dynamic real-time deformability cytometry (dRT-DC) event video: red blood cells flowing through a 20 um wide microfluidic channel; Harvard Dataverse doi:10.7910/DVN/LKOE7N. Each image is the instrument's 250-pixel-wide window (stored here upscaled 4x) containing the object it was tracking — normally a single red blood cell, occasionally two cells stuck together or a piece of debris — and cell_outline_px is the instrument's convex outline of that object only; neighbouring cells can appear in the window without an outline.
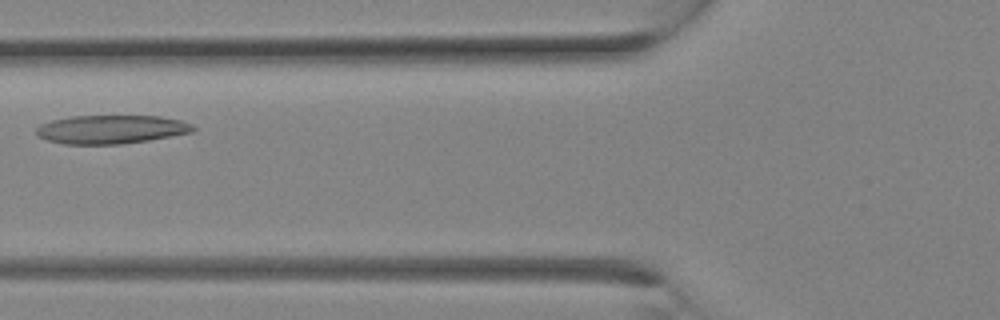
{"species": "Egyptian fruit bat (a non-hibernating species)", "species_latin": "Rousettus aegyptiacus", "temperature_condition": "room temperature", "stored_images_in_passage": 8, "camera_frame_rate_fps": 3000, "um_per_image_px": 0.085, "animal": {"sex": "female"}, "frame": {"image": 1, "passage_image": 7, "time_ms": 2.0, "image_size_px": [1000, 320], "cell_outline_px": [[196, 128], [192, 132], [148, 140], [120, 144], [64, 144], [48, 140], [36, 136], [36, 128], [40, 124], [52, 120], [72, 116], [160, 116], [180, 120], [192, 124]], "centroid_in_image_um": [9.42, 10.99], "position_along_channel_um": 116.4, "area_um2": 26.07}}